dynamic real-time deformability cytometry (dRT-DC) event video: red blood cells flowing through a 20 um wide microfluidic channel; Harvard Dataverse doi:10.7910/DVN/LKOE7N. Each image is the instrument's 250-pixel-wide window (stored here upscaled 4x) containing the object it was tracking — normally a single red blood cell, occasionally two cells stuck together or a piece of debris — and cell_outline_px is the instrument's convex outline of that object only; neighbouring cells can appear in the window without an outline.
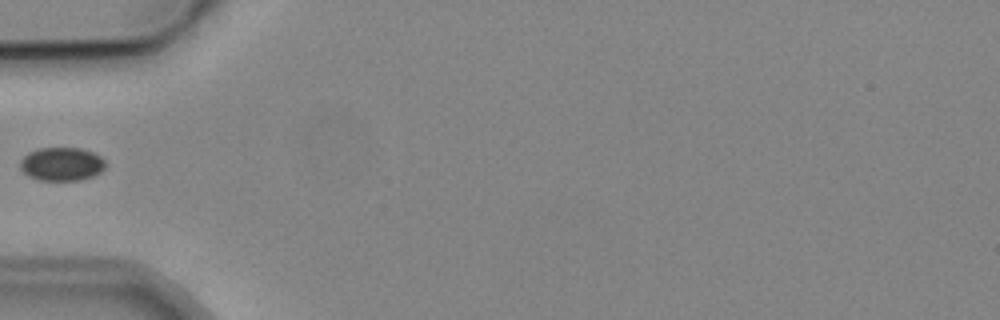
{"species": "common noctule bat (a hibernating species)", "species_latin": "Nyctalus noctula", "temperature_condition": "cold", "stored_images_in_passage": 2, "camera_frame_rate_fps": 3000, "um_per_image_px": 0.085, "animal": {"sex": "male", "body_mass_g": 19.2, "forearm_length_mm": 51.8}, "frame": {"image": 1, "passage_image": 1, "time_ms": 0.0, "image_size_px": [1000, 320], "cell_outline_px": [[104, 168], [100, 172], [92, 176], [80, 180], [40, 180], [28, 176], [20, 168], [20, 160], [28, 152], [40, 148], [80, 148], [92, 152], [100, 156], [104, 160]], "centroid_in_image_um": [5.22, 13.94], "position_along_channel_um": 79.8, "area_um2": 16.53}}